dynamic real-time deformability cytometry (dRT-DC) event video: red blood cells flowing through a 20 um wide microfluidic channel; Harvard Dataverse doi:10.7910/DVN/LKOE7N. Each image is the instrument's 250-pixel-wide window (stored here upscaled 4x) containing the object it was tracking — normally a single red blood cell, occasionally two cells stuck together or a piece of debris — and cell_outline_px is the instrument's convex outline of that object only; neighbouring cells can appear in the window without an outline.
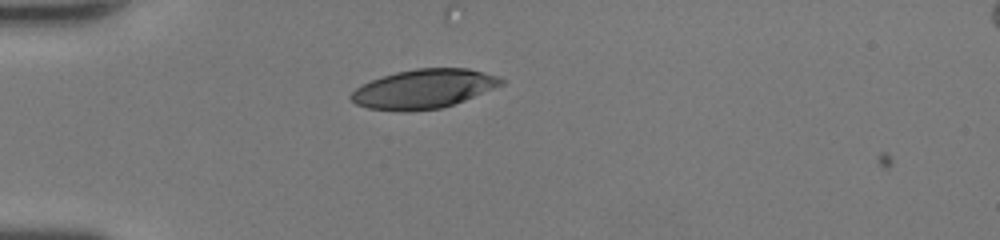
{"species": "human", "species_latin": "Homo sapiens", "temperature_condition": "room temperature", "stored_images_in_passage": 35, "camera_frame_rate_fps": 3000, "um_per_image_px": 0.085, "donor": {"sex": "female"}, "frame": {"image": 1, "passage_image": 1, "time_ms": 0.0, "image_size_px": [1000, 240], "cell_outline_px": [[504, 84], [464, 100], [440, 108], [408, 112], [400, 112], [368, 108], [356, 104], [348, 96], [356, 88], [372, 80], [396, 72], [416, 68], [468, 68], [496, 76], [504, 80]], "centroid_in_image_um": [35.99, 7.56], "position_along_channel_um": 49.0, "area_um2": 33.99}}
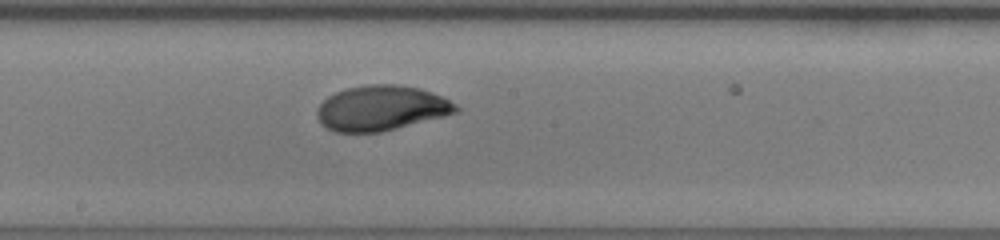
{"frame": {"image": 2, "passage_image": 14, "time_ms": 4.333, "image_size_px": [1000, 240], "cell_outline_px": [[460, 112], [380, 132], [336, 132], [320, 124], [316, 116], [316, 108], [328, 96], [336, 92], [348, 88], [368, 84], [396, 84], [420, 88], [444, 96], [456, 104], [460, 108]], "centroid_in_image_um": [32.42, 9.18], "position_along_channel_um": 215.8, "area_um2": 36.65}}
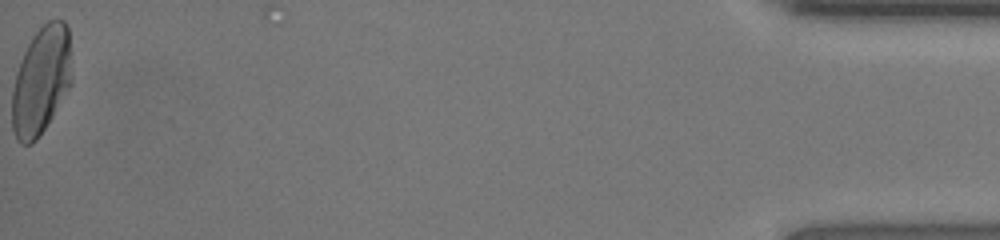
{"frame": {"image": 3, "passage_image": 35, "time_ms": 11.333, "image_size_px": [1000, 240], "cell_outline_px": [[72, 84], [52, 116], [36, 140], [32, 144], [20, 144], [16, 140], [12, 128], [12, 92], [20, 60], [32, 36], [48, 20], [64, 20], [68, 28], [72, 76]], "centroid_in_image_um": [3.5, 6.86], "position_along_channel_um": 431.7, "area_um2": 37.51}, "authors_computed_cell_mechanics": {"area_um2": 36.0672, "velocity_mm_per_s": 4.4253, "shape_relaxation_time_tau1_ms": 3.4797, "shape_relaxation_time_tau2_ms": null, "deformation_change_tau1": 0.1948, "deformation_change_tau2": null}}